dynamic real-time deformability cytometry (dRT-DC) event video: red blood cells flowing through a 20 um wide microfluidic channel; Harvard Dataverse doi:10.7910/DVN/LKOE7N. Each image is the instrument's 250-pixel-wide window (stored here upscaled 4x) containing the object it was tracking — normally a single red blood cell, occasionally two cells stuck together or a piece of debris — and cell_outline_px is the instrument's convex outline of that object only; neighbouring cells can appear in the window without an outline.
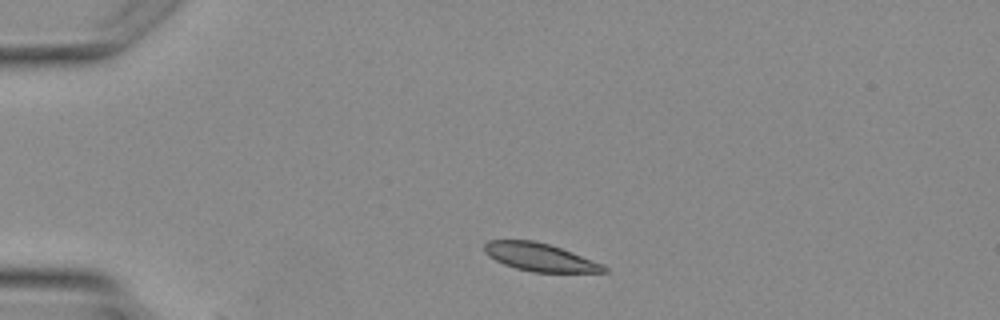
{"species": "Egyptian fruit bat (a non-hibernating species)", "species_latin": "Rousettus aegyptiacus", "temperature_condition": "warm", "stored_images_in_passage": 2, "camera_frame_rate_fps": 3000, "um_per_image_px": 0.085, "animal": {"sex": "female"}, "frame": {"image": 1, "passage_image": 2, "time_ms": 1.333, "image_size_px": [1000, 320], "cell_outline_px": [[608, 272], [532, 272], [516, 268], [504, 264], [488, 256], [484, 252], [484, 244], [488, 240], [532, 240], [548, 244], [572, 252], [604, 264], [608, 268]], "centroid_in_image_um": [45.89, 21.86], "position_along_channel_um": 39.1, "area_um2": 19.42}}